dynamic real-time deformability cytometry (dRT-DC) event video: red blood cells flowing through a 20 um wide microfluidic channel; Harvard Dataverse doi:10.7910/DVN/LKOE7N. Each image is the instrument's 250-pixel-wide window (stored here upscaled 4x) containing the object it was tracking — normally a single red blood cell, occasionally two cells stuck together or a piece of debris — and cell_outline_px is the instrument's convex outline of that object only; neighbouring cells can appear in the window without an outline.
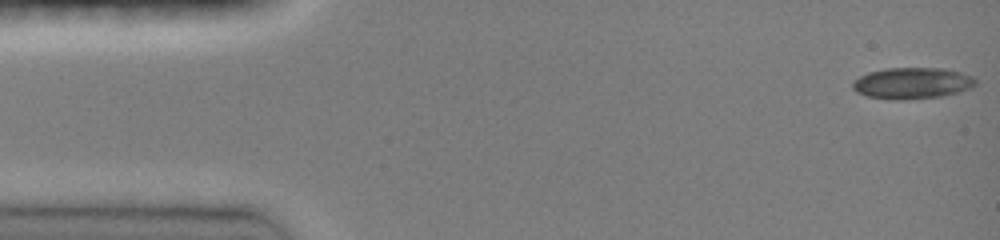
{"species": "common noctule bat (a hibernating species)", "species_latin": "Nyctalus noctula", "temperature_condition": "room temperature", "stored_images_in_passage": 9, "camera_frame_rate_fps": 3000, "um_per_image_px": 0.085, "animal": {"sex": "female", "body_mass_g": 19.0, "forearm_length_mm": 51.5}, "frame": {"image": 1, "passage_image": 1, "time_ms": 0.0, "image_size_px": [1000, 240], "cell_outline_px": [[976, 84], [972, 88], [960, 92], [940, 96], [904, 100], [900, 100], [868, 96], [856, 92], [852, 88], [852, 84], [860, 76], [868, 72], [884, 68], [944, 68], [960, 72], [972, 76], [976, 80]], "centroid_in_image_um": [77.56, 7.06], "position_along_channel_um": 7.4, "area_um2": 22.43}}
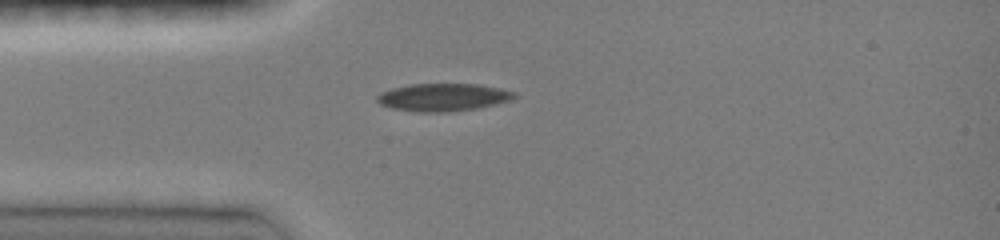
{"frame": {"image": 2, "passage_image": 7, "time_ms": 2.0, "image_size_px": [1000, 240], "cell_outline_px": [[516, 96], [508, 100], [496, 104], [476, 108], [448, 112], [420, 112], [392, 108], [380, 104], [376, 100], [376, 96], [380, 92], [392, 88], [408, 84], [480, 84], [500, 88], [516, 92]], "centroid_in_image_um": [37.63, 8.26], "position_along_channel_um": 47.4, "area_um2": 22.14}}